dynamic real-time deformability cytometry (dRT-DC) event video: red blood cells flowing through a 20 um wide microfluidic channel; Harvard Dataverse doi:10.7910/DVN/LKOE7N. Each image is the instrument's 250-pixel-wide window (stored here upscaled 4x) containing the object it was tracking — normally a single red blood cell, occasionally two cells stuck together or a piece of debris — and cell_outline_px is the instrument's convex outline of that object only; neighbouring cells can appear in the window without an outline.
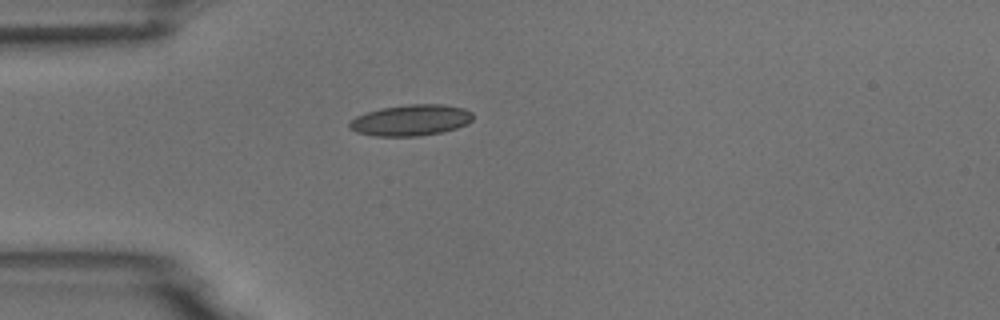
{"species": "common noctule bat (a hibernating species)", "species_latin": "Nyctalus noctula", "temperature_condition": "room temperature", "stored_images_in_passage": 2, "camera_frame_rate_fps": 3000, "um_per_image_px": 0.085, "animal": {"sex": "male", "body_mass_g": 18.8}, "frame": {"image": 1, "passage_image": 1, "time_ms": 0.0, "image_size_px": [1000, 320], "cell_outline_px": [[472, 120], [468, 124], [456, 128], [440, 132], [420, 136], [376, 136], [356, 132], [348, 128], [348, 124], [356, 116], [380, 108], [408, 104], [440, 104], [464, 108], [472, 112]], "centroid_in_image_um": [34.92, 10.21], "position_along_channel_um": 50.1, "area_um2": 22.37}}